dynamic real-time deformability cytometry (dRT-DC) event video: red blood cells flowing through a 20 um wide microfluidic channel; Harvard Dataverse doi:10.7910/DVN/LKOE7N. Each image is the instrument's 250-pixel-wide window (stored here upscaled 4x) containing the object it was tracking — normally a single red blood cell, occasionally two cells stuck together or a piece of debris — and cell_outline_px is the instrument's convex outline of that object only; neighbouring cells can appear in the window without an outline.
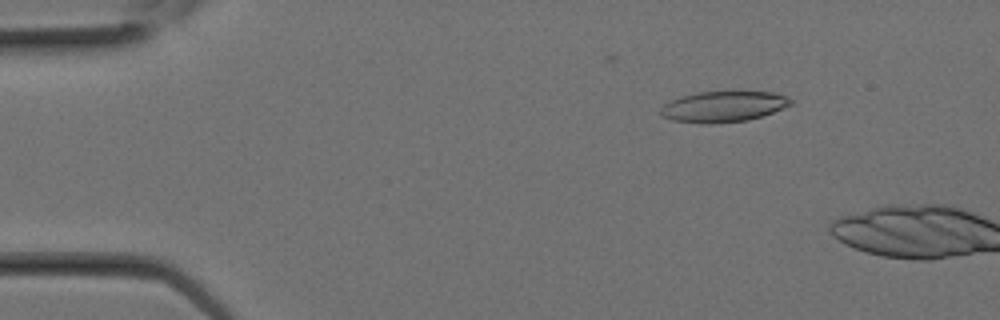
{"species": "Egyptian fruit bat (a non-hibernating species)", "species_latin": "Rousettus aegyptiacus", "temperature_condition": "room temperature", "stored_images_in_passage": 4, "segment_of_instrument_passage": [2, 2], "camera_frame_rate_fps": 3000, "um_per_image_px": 0.085, "animal": {"sex": "female"}, "frame": {"image": 1, "passage_image": 4, "time_ms": 1.0, "image_size_px": [1000, 320], "cell_outline_px": [[792, 104], [772, 112], [748, 120], [708, 124], [704, 124], [672, 120], [664, 116], [660, 112], [660, 108], [664, 104], [680, 96], [696, 92], [772, 92], [784, 96], [792, 100]], "centroid_in_image_um": [61.44, 9.06], "position_along_channel_um": 23.6, "area_um2": 23.06}}